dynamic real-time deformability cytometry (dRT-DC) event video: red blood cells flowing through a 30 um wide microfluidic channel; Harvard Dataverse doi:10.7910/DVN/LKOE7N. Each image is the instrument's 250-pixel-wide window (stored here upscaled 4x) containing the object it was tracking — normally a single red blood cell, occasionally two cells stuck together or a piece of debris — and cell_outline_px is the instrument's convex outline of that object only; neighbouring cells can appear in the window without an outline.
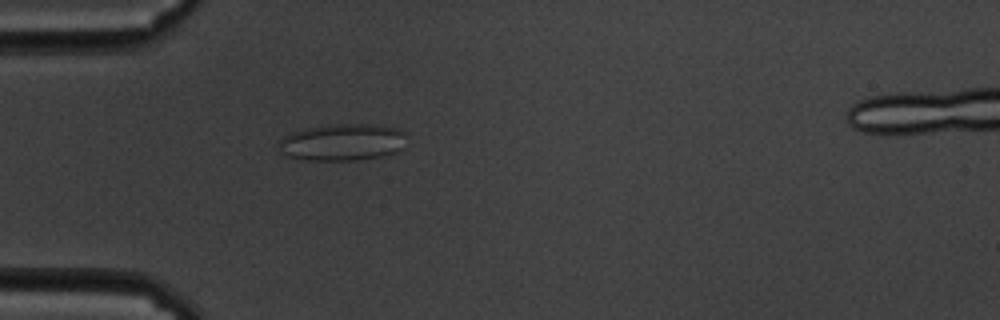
{"species": "common noctule bat (a hibernating species)", "species_latin": "Nyctalus noctula", "temperature_condition": "cold", "stored_images_in_passage": 54, "camera_frame_rate_fps": 3000, "um_per_image_px": 0.085, "animal": {"sex": "male", "body_mass_g": 19.5, "forearm_length_mm": 54.6}, "frame": {"image": 1, "passage_image": 12, "time_ms": 3.667, "image_size_px": [1000, 320], "cell_outline_px": [[404, 148], [396, 152], [380, 156], [356, 160], [308, 160], [288, 156], [280, 152], [280, 140], [284, 136], [292, 132], [304, 128], [332, 124], [364, 124], [396, 128], [404, 132]], "centroid_in_image_um": [29.09, 12.09], "position_along_channel_um": 55.9, "area_um2": 27.28}}
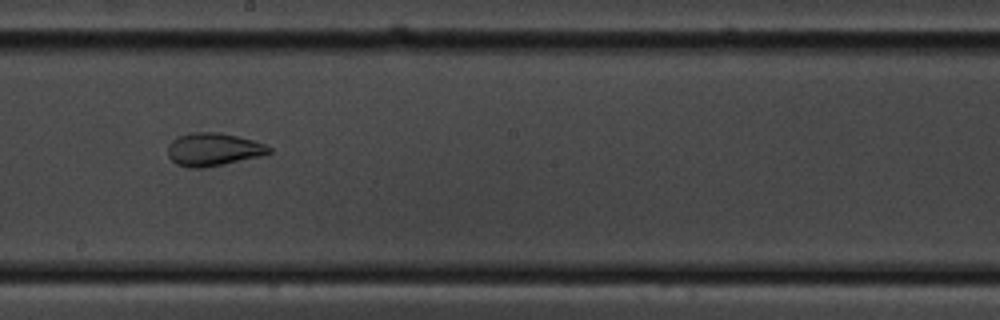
{"frame": {"image": 2, "passage_image": 28, "time_ms": 9.0, "image_size_px": [1000, 320], "cell_outline_px": [[272, 152], [260, 156], [224, 164], [204, 168], [192, 168], [176, 164], [168, 156], [168, 148], [172, 140], [176, 136], [192, 132], [216, 132], [236, 136], [252, 140], [264, 144], [272, 148]], "centroid_in_image_um": [18.11, 12.7], "position_along_channel_um": 230.1, "area_um2": 19.36}}
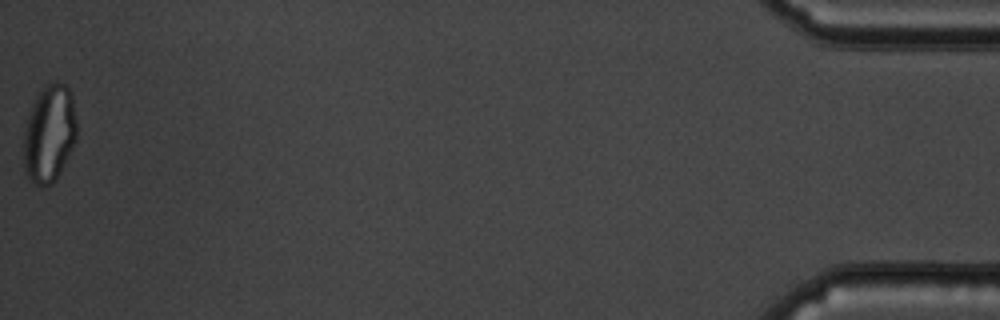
{"frame": {"image": 3, "passage_image": 54, "time_ms": 17.667, "image_size_px": [1000, 320], "cell_outline_px": [[76, 140], [60, 172], [52, 184], [36, 184], [28, 180], [24, 168], [24, 132], [28, 112], [36, 96], [44, 84], [56, 80], [64, 84], [68, 88], [72, 96], [76, 120]], "centroid_in_image_um": [4.18, 11.32], "position_along_channel_um": 431.0, "area_um2": 30.29}, "authors_computed_cell_mechanics": {"area_um2": 26.299, "velocity_mm_per_s": 3.3905, "shape_relaxation_time_tau1_ms": null, "shape_relaxation_time_tau2_ms": 1.2385, "deformation_change_tau1": null, "deformation_change_tau2": 0.0734}}